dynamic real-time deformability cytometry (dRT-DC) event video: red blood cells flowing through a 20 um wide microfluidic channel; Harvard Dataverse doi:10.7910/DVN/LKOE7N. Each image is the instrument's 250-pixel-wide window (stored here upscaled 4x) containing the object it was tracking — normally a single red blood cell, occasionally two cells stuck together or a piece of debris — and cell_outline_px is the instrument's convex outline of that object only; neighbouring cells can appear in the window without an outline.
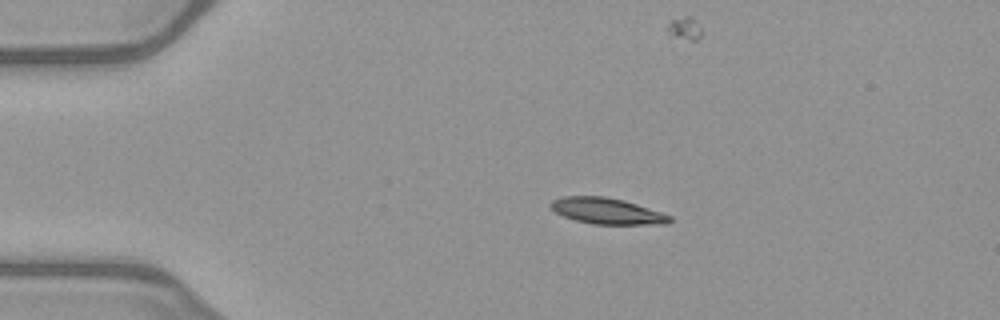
{"species": "common noctule bat (a hibernating species)", "species_latin": "Nyctalus noctula", "temperature_condition": "warm", "stored_images_in_passage": 43, "camera_frame_rate_fps": 3000, "um_per_image_px": 0.085, "animal": {"sex": "female", "body_mass_g": 21.9}, "frame": {"image": 1, "passage_image": 1, "time_ms": 0.0, "image_size_px": [1000, 320], "cell_outline_px": [[672, 220], [668, 224], [592, 224], [576, 220], [564, 216], [556, 212], [548, 204], [552, 200], [564, 196], [604, 196], [624, 200], [672, 216]], "centroid_in_image_um": [51.59, 17.93], "position_along_channel_um": 33.4, "area_um2": 17.98}}
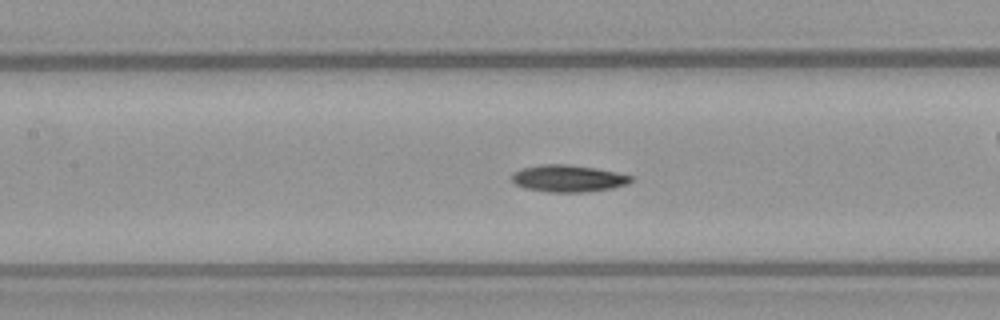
{"frame": {"image": 2, "passage_image": 14, "time_ms": 4.333, "image_size_px": [1000, 320], "cell_outline_px": [[636, 176], [628, 184], [612, 188], [584, 192], [548, 192], [524, 188], [516, 184], [512, 180], [512, 172], [520, 168], [540, 164], [568, 164], [596, 168]], "centroid_in_image_um": [48.3, 15.16], "position_along_channel_um": 159.1, "area_um2": 18.96}}
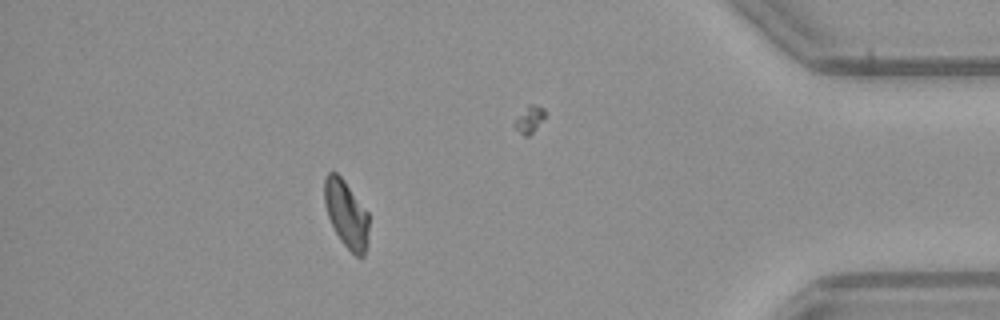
{"frame": {"image": 3, "passage_image": 36, "time_ms": 11.667, "image_size_px": [1000, 320], "cell_outline_px": [[368, 240], [364, 256], [356, 256], [340, 240], [328, 216], [324, 204], [324, 176], [328, 172], [336, 172], [344, 180], [368, 212]], "centroid_in_image_um": [29.43, 18.17], "position_along_channel_um": 405.8, "area_um2": 17.34}, "authors_computed_cell_mechanics": {"area_um2": 18.1492, "velocity_mm_per_s": 4.0195, "shape_relaxation_time_tau1_ms": 4.4496, "shape_relaxation_time_tau2_ms": null, "deformation_change_tau1": 0.1399, "deformation_change_tau2": null}}